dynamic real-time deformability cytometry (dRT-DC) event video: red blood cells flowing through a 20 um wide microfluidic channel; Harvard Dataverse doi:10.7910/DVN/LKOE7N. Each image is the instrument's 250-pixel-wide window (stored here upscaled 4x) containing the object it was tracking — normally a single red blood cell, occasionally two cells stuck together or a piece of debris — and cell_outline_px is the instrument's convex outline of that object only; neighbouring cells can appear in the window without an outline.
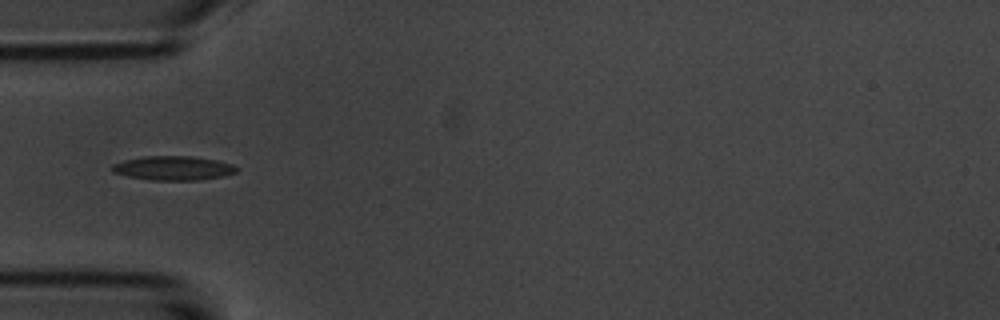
{"species": "common noctule bat (a hibernating species)", "species_latin": "Nyctalus noctula", "temperature_condition": "room temperature", "stored_images_in_passage": 6, "camera_frame_rate_fps": 3000, "um_per_image_px": 0.085, "animal": {"sex": "male", "body_mass_g": 20.1, "forearm_length_mm": 53.5}, "frame": {"image": 1, "passage_image": 4, "time_ms": 3.333, "image_size_px": [1000, 320], "cell_outline_px": [[240, 168], [236, 172], [224, 176], [200, 180], [152, 180], [128, 176], [112, 172], [112, 164], [124, 160], [144, 156], [192, 156], [216, 160], [232, 164]], "centroid_in_image_um": [14.75, 14.29], "position_along_channel_um": 70.2, "area_um2": 17.57}}
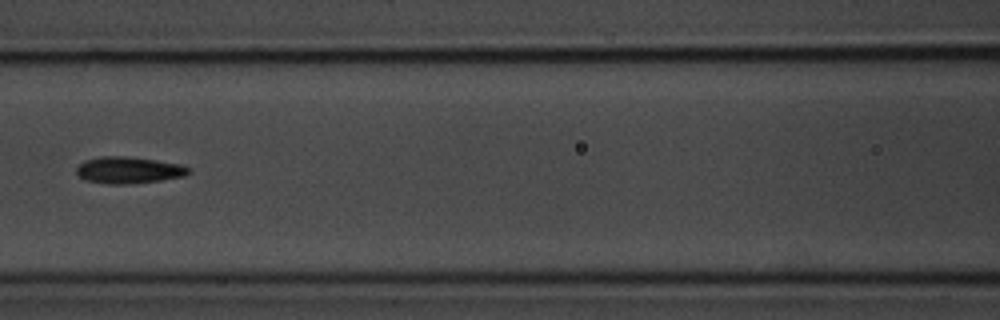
{"frame": {"image": 2, "passage_image": 6, "time_ms": 5.667, "image_size_px": [1000, 320], "cell_outline_px": [[192, 172], [184, 176], [160, 180], [124, 184], [108, 184], [84, 180], [76, 172], [76, 168], [84, 160], [100, 156], [128, 156], [156, 160], [180, 164], [192, 168]], "centroid_in_image_um": [10.95, 14.45], "position_along_channel_um": 155.7, "area_um2": 17.51}}